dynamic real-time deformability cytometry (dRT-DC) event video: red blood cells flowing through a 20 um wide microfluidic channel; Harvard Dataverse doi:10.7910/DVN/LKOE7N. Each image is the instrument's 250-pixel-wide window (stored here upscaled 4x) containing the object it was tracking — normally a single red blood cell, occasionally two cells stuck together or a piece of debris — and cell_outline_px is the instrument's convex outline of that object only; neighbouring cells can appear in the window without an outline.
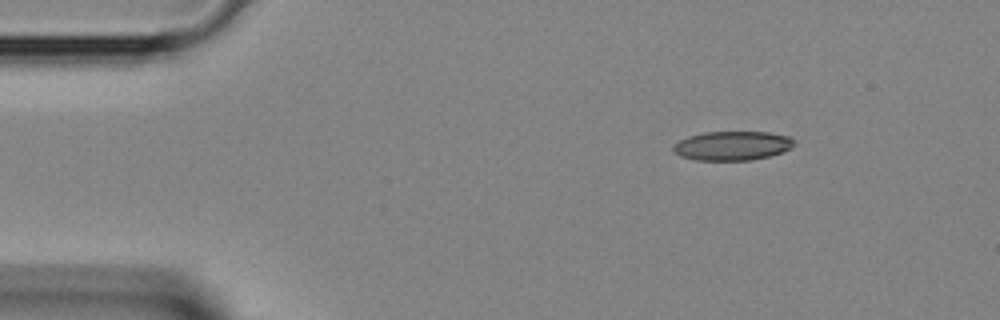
{"species": "Egyptian fruit bat (a non-hibernating species)", "species_latin": "Rousettus aegyptiacus", "temperature_condition": "room temperature", "stored_images_in_passage": 3, "camera_frame_rate_fps": 3000, "um_per_image_px": 0.085, "animal": {"sex": "female"}, "frame": {"image": 1, "passage_image": 1, "time_ms": 0.0, "image_size_px": [1000, 320], "cell_outline_px": [[792, 148], [768, 156], [752, 160], [696, 160], [680, 156], [672, 148], [672, 144], [688, 136], [704, 132], [768, 132], [788, 136], [792, 140]], "centroid_in_image_um": [62.2, 12.38], "position_along_channel_um": 22.8, "area_um2": 20.35}}
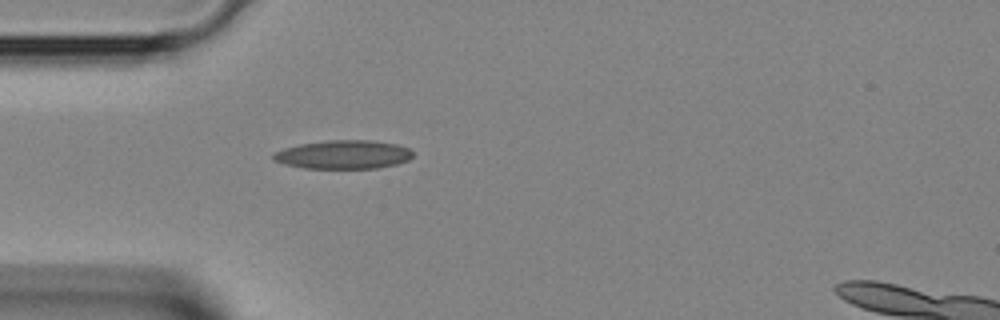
{"frame": {"image": 2, "passage_image": 3, "time_ms": 0.667, "image_size_px": [1000, 320], "cell_outline_px": [[412, 156], [408, 160], [396, 164], [376, 168], [304, 168], [284, 164], [272, 160], [272, 156], [276, 152], [284, 148], [300, 144], [328, 140], [372, 140], [396, 144], [408, 148], [412, 152]], "centroid_in_image_um": [29.17, 13.13], "position_along_channel_um": 55.8, "area_um2": 23.18}}